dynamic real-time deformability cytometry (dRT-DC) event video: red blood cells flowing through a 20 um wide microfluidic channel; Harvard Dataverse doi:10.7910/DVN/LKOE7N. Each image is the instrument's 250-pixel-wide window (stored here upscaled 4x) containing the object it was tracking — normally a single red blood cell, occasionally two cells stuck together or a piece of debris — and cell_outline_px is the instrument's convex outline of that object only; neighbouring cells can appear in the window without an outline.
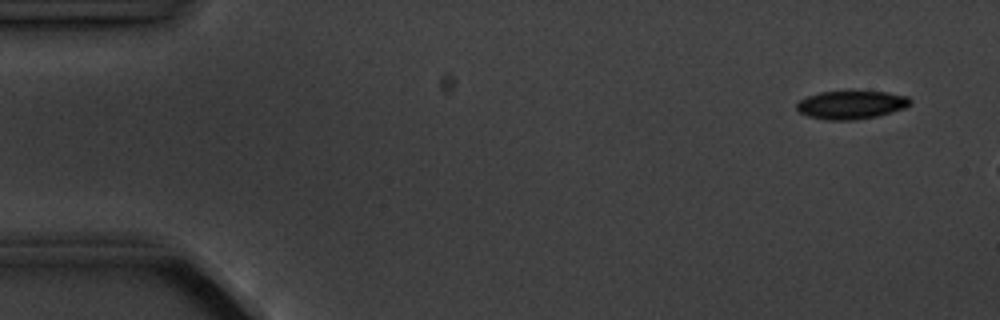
{"species": "common noctule bat (a hibernating species)", "species_latin": "Nyctalus noctula", "temperature_condition": "cold", "stored_images_in_passage": 5, "camera_frame_rate_fps": 3000, "um_per_image_px": 0.085, "animal": {"sex": "male", "body_mass_g": 20.1, "forearm_length_mm": 53.5}, "frame": {"image": 1, "passage_image": 1, "time_ms": 0.0, "image_size_px": [1000, 320], "cell_outline_px": [[912, 104], [904, 108], [876, 116], [856, 120], [824, 120], [808, 116], [800, 112], [796, 108], [796, 104], [800, 100], [808, 96], [820, 92], [888, 92], [908, 96], [912, 100]], "centroid_in_image_um": [72.36, 8.92], "position_along_channel_um": 12.6, "area_um2": 18.61}}